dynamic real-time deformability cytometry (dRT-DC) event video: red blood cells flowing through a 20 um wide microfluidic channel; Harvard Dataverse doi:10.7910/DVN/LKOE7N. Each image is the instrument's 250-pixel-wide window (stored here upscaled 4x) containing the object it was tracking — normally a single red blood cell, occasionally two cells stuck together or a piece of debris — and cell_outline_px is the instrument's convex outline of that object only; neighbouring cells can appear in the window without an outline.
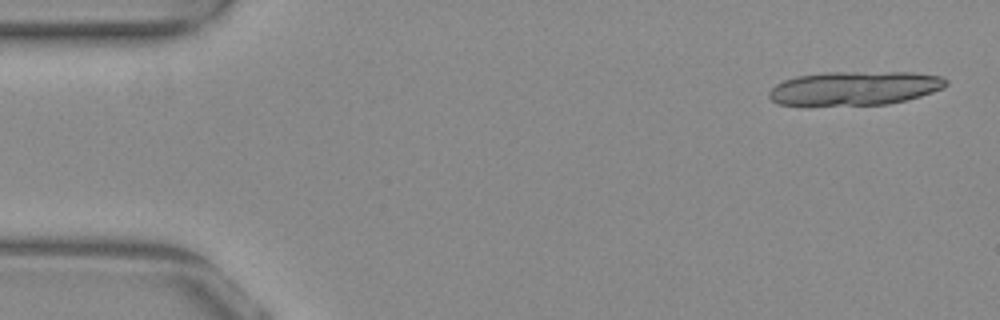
{"species": "common noctule bat (a hibernating species)", "species_latin": "Nyctalus noctula", "temperature_condition": "warm", "stored_images_in_passage": 16, "camera_frame_rate_fps": 3000, "um_per_image_px": 0.085, "animal": {"sex": "female", "body_mass_g": 29.2, "forearm_length_mm": 56.3}, "frame": {"image": 1, "passage_image": 1, "time_ms": 0.0, "image_size_px": [1000, 320], "cell_outline_px": [[948, 84], [944, 88], [920, 96], [888, 104], [780, 104], [772, 100], [768, 96], [768, 92], [776, 84], [784, 80], [796, 76], [828, 72], [912, 72], [940, 76], [948, 80]], "centroid_in_image_um": [72.68, 7.47], "position_along_channel_um": 12.3, "area_um2": 34.56}}